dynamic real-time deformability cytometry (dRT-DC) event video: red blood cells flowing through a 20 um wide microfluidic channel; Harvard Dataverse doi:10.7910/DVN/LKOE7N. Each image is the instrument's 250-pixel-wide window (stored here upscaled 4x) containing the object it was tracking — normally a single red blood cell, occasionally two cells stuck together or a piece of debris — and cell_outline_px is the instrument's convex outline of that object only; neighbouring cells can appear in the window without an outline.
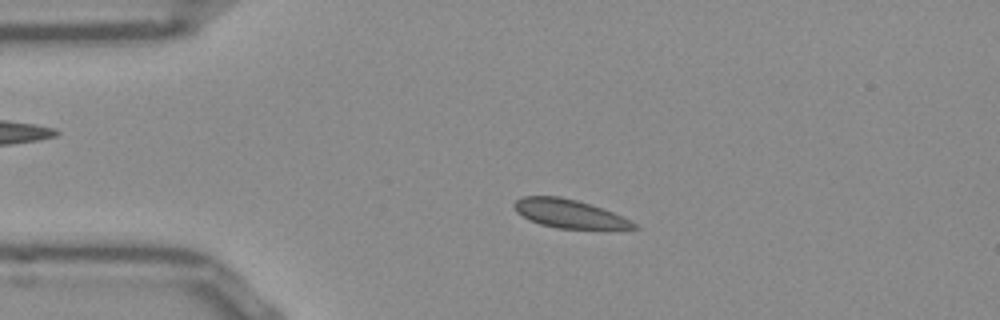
{"species": "Egyptian fruit bat (a non-hibernating species)", "species_latin": "Rousettus aegyptiacus", "temperature_condition": "room temperature", "stored_images_in_passage": 52, "camera_frame_rate_fps": 3000, "um_per_image_px": 0.085, "frame": {"image": 1, "passage_image": 11, "time_ms": 3.333, "image_size_px": [1000, 320], "cell_outline_px": [[640, 228], [556, 228], [540, 224], [516, 212], [512, 204], [516, 200], [524, 196], [560, 196], [576, 200], [612, 212], [636, 224]], "centroid_in_image_um": [48.31, 18.15], "position_along_channel_um": 36.7, "area_um2": 19.25}}
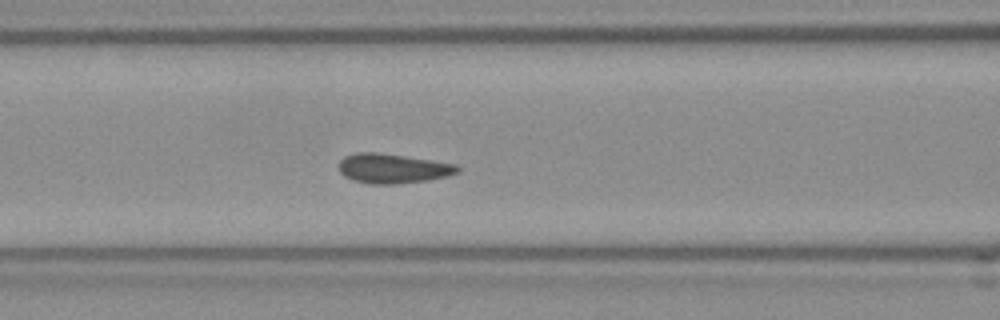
{"frame": {"image": 2, "passage_image": 21, "time_ms": 6.667, "image_size_px": [1000, 320], "cell_outline_px": [[460, 172], [448, 176], [428, 180], [396, 184], [368, 184], [352, 180], [344, 176], [340, 172], [340, 160], [344, 156], [356, 152], [376, 152], [404, 156], [456, 164], [460, 168]], "centroid_in_image_um": [33.38, 14.33], "position_along_channel_um": 133.2, "area_um2": 20.52}}
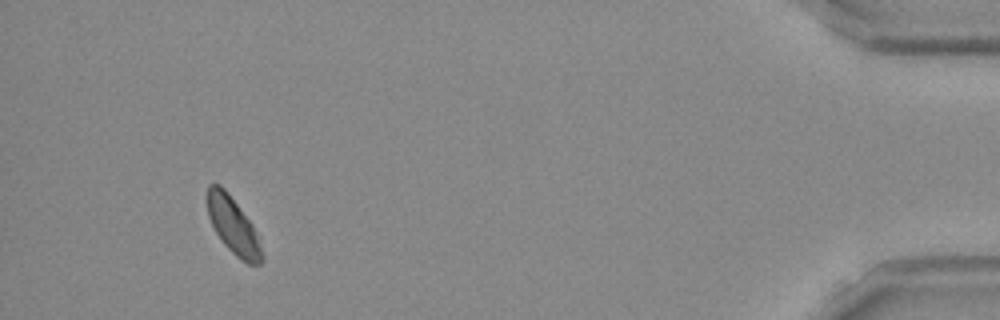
{"frame": {"image": 3, "passage_image": 49, "time_ms": 16.0, "image_size_px": [1000, 320], "cell_outline_px": [[264, 260], [260, 264], [248, 264], [240, 260], [224, 244], [216, 232], [208, 216], [208, 184], [220, 184], [224, 188], [252, 224], [264, 256]], "centroid_in_image_um": [19.83, 19.22], "position_along_channel_um": 415.4, "area_um2": 17.63}}